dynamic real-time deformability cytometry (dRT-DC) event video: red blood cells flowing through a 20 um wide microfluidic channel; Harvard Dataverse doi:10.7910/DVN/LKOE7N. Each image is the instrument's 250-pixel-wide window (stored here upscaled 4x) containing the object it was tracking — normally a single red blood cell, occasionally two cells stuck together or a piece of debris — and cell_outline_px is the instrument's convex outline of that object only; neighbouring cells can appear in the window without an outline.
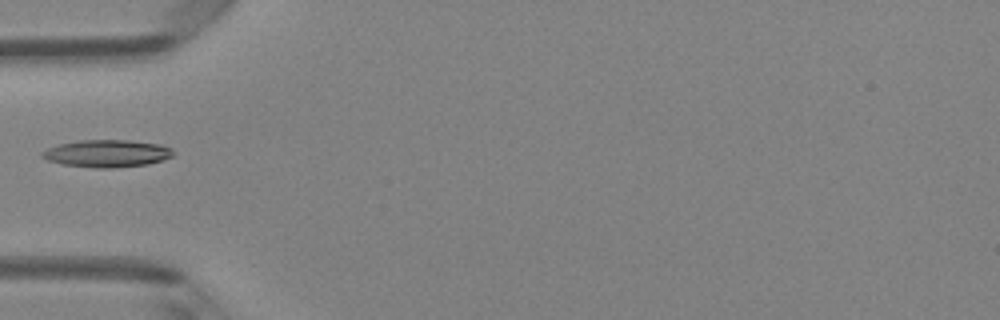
{"species": "Egyptian fruit bat (a non-hibernating species)", "species_latin": "Rousettus aegyptiacus", "temperature_condition": "room temperature", "stored_images_in_passage": 4, "camera_frame_rate_fps": 3000, "um_per_image_px": 0.085, "animal": {"sex": "female"}, "frame": {"image": 1, "passage_image": 4, "time_ms": 3.333, "image_size_px": [1000, 320], "cell_outline_px": [[176, 152], [172, 156], [148, 164], [112, 168], [96, 168], [64, 164], [48, 160], [40, 156], [40, 152], [48, 148], [60, 144], [80, 140], [128, 140], [160, 144], [172, 148]], "centroid_in_image_um": [9.11, 13.04], "position_along_channel_um": 75.9, "area_um2": 20.81}}